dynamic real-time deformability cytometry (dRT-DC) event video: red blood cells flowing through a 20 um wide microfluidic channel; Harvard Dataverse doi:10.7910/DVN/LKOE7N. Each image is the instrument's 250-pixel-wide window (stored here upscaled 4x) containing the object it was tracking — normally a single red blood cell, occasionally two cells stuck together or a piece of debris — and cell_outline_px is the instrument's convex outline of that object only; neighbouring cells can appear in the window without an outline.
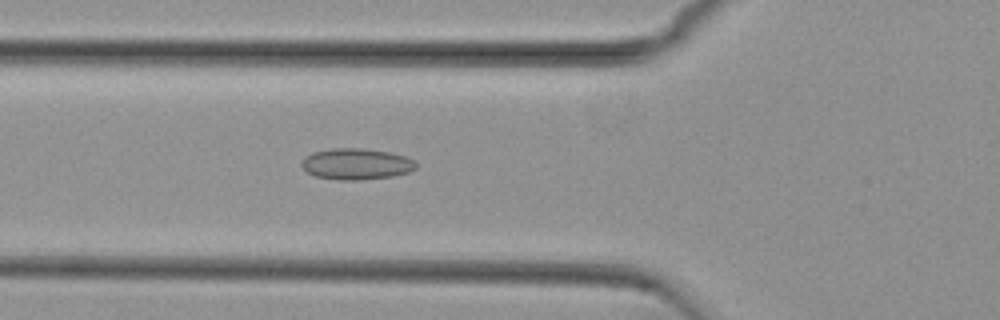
{"species": "common noctule bat (a hibernating species)", "species_latin": "Nyctalus noctula", "temperature_condition": "cold", "stored_images_in_passage": 54, "camera_frame_rate_fps": 3000, "um_per_image_px": 0.085, "animal": {"sex": "female", "body_mass_g": 29.2, "forearm_length_mm": 56.3}, "frame": {"image": 1, "passage_image": 19, "time_ms": 6.0, "image_size_px": [1000, 320], "cell_outline_px": [[416, 168], [408, 172], [392, 176], [356, 180], [340, 180], [316, 176], [308, 172], [300, 164], [312, 152], [332, 148], [364, 148], [388, 152], [404, 156], [412, 160], [416, 164]], "centroid_in_image_um": [30.28, 13.93], "position_along_channel_um": 95.5, "area_um2": 20.46}}
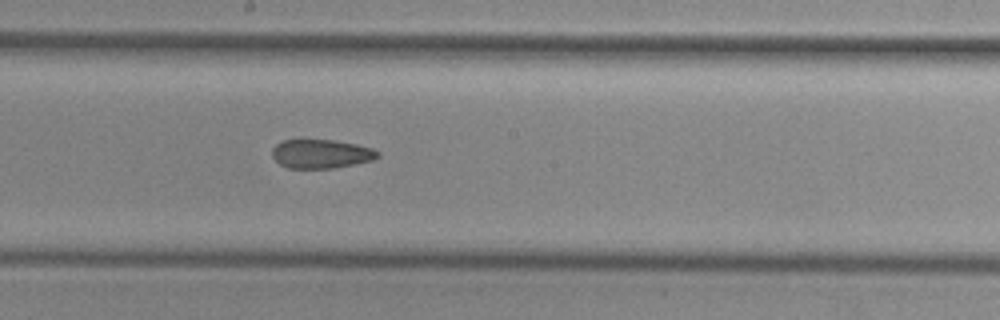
{"frame": {"image": 2, "passage_image": 29, "time_ms": 9.333, "image_size_px": [1000, 320], "cell_outline_px": [[380, 156], [372, 160], [332, 168], [288, 168], [280, 164], [272, 156], [272, 148], [276, 144], [284, 140], [332, 140], [356, 144], [372, 148], [380, 152]], "centroid_in_image_um": [27.29, 13.07], "position_along_channel_um": 220.9, "area_um2": 17.63}}
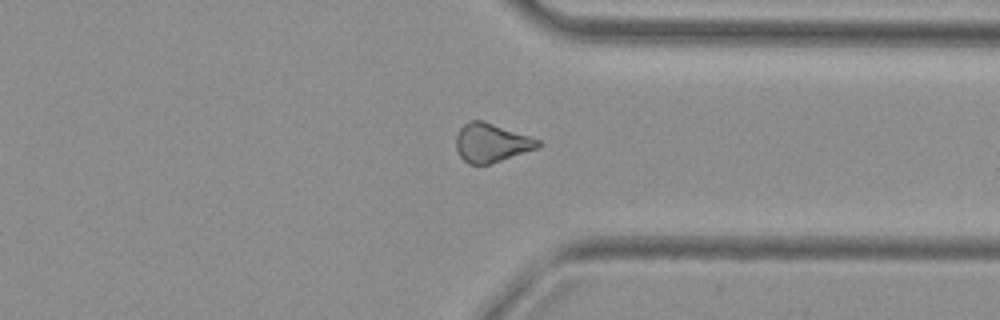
{"frame": {"image": 3, "passage_image": 41, "time_ms": 13.333, "image_size_px": [1000, 320], "cell_outline_px": [[540, 148], [488, 164], [468, 164], [460, 156], [456, 148], [456, 136], [460, 128], [468, 120], [484, 120], [540, 140]], "centroid_in_image_um": [41.76, 12.12], "position_along_channel_um": 369.6, "area_um2": 18.5}, "authors_computed_cell_mechanics": {"area_um2": 19.363, "velocity_mm_per_s": 3.7517, "shape_relaxation_time_tau1_ms": null, "shape_relaxation_time_tau2_ms": 5.0328, "deformation_change_tau1": null, "deformation_change_tau2": 0.1213}}